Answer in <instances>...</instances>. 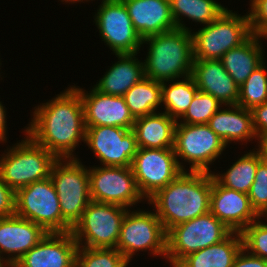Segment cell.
<instances>
[{
  "label": "cell",
  "mask_w": 267,
  "mask_h": 267,
  "mask_svg": "<svg viewBox=\"0 0 267 267\" xmlns=\"http://www.w3.org/2000/svg\"><path fill=\"white\" fill-rule=\"evenodd\" d=\"M41 105L35 107L25 133L58 159L76 158L73 151L80 140L85 142L86 134L80 94L71 86Z\"/></svg>",
  "instance_id": "obj_1"
},
{
  "label": "cell",
  "mask_w": 267,
  "mask_h": 267,
  "mask_svg": "<svg viewBox=\"0 0 267 267\" xmlns=\"http://www.w3.org/2000/svg\"><path fill=\"white\" fill-rule=\"evenodd\" d=\"M212 173L183 171L148 199L165 231L210 212Z\"/></svg>",
  "instance_id": "obj_2"
},
{
  "label": "cell",
  "mask_w": 267,
  "mask_h": 267,
  "mask_svg": "<svg viewBox=\"0 0 267 267\" xmlns=\"http://www.w3.org/2000/svg\"><path fill=\"white\" fill-rule=\"evenodd\" d=\"M147 43L148 54L144 60V76L163 83L188 77L193 67L192 32L174 29L142 39Z\"/></svg>",
  "instance_id": "obj_3"
},
{
  "label": "cell",
  "mask_w": 267,
  "mask_h": 267,
  "mask_svg": "<svg viewBox=\"0 0 267 267\" xmlns=\"http://www.w3.org/2000/svg\"><path fill=\"white\" fill-rule=\"evenodd\" d=\"M61 209L62 232H71L91 202L87 167L78 158L58 159L50 172Z\"/></svg>",
  "instance_id": "obj_4"
},
{
  "label": "cell",
  "mask_w": 267,
  "mask_h": 267,
  "mask_svg": "<svg viewBox=\"0 0 267 267\" xmlns=\"http://www.w3.org/2000/svg\"><path fill=\"white\" fill-rule=\"evenodd\" d=\"M26 138L0 157V177L15 192L33 182L50 177L58 158L46 148Z\"/></svg>",
  "instance_id": "obj_5"
},
{
  "label": "cell",
  "mask_w": 267,
  "mask_h": 267,
  "mask_svg": "<svg viewBox=\"0 0 267 267\" xmlns=\"http://www.w3.org/2000/svg\"><path fill=\"white\" fill-rule=\"evenodd\" d=\"M252 34L249 14L240 16L227 9L216 20L192 33L193 59L220 60Z\"/></svg>",
  "instance_id": "obj_6"
},
{
  "label": "cell",
  "mask_w": 267,
  "mask_h": 267,
  "mask_svg": "<svg viewBox=\"0 0 267 267\" xmlns=\"http://www.w3.org/2000/svg\"><path fill=\"white\" fill-rule=\"evenodd\" d=\"M231 233L225 224L208 212L167 231L166 258L175 267L184 257L223 241Z\"/></svg>",
  "instance_id": "obj_7"
},
{
  "label": "cell",
  "mask_w": 267,
  "mask_h": 267,
  "mask_svg": "<svg viewBox=\"0 0 267 267\" xmlns=\"http://www.w3.org/2000/svg\"><path fill=\"white\" fill-rule=\"evenodd\" d=\"M127 211V208L119 205L91 201L71 229L78 246L116 248Z\"/></svg>",
  "instance_id": "obj_8"
},
{
  "label": "cell",
  "mask_w": 267,
  "mask_h": 267,
  "mask_svg": "<svg viewBox=\"0 0 267 267\" xmlns=\"http://www.w3.org/2000/svg\"><path fill=\"white\" fill-rule=\"evenodd\" d=\"M226 147L223 140L207 124L176 122L173 149L183 171L186 170L178 157L191 164V172L211 173L210 165Z\"/></svg>",
  "instance_id": "obj_9"
},
{
  "label": "cell",
  "mask_w": 267,
  "mask_h": 267,
  "mask_svg": "<svg viewBox=\"0 0 267 267\" xmlns=\"http://www.w3.org/2000/svg\"><path fill=\"white\" fill-rule=\"evenodd\" d=\"M122 221L116 249L129 261L135 252L148 250L152 255L166 258V236L163 224L155 212L132 211Z\"/></svg>",
  "instance_id": "obj_10"
},
{
  "label": "cell",
  "mask_w": 267,
  "mask_h": 267,
  "mask_svg": "<svg viewBox=\"0 0 267 267\" xmlns=\"http://www.w3.org/2000/svg\"><path fill=\"white\" fill-rule=\"evenodd\" d=\"M15 199V215L42 226L48 233L62 232L60 203L50 177L18 189Z\"/></svg>",
  "instance_id": "obj_11"
},
{
  "label": "cell",
  "mask_w": 267,
  "mask_h": 267,
  "mask_svg": "<svg viewBox=\"0 0 267 267\" xmlns=\"http://www.w3.org/2000/svg\"><path fill=\"white\" fill-rule=\"evenodd\" d=\"M131 169L140 194L147 200L183 172L173 148H138Z\"/></svg>",
  "instance_id": "obj_12"
},
{
  "label": "cell",
  "mask_w": 267,
  "mask_h": 267,
  "mask_svg": "<svg viewBox=\"0 0 267 267\" xmlns=\"http://www.w3.org/2000/svg\"><path fill=\"white\" fill-rule=\"evenodd\" d=\"M91 201L131 208L141 202L131 167L99 166L88 169Z\"/></svg>",
  "instance_id": "obj_13"
},
{
  "label": "cell",
  "mask_w": 267,
  "mask_h": 267,
  "mask_svg": "<svg viewBox=\"0 0 267 267\" xmlns=\"http://www.w3.org/2000/svg\"><path fill=\"white\" fill-rule=\"evenodd\" d=\"M94 20L102 41L115 55L138 53L143 45L122 0H102Z\"/></svg>",
  "instance_id": "obj_14"
},
{
  "label": "cell",
  "mask_w": 267,
  "mask_h": 267,
  "mask_svg": "<svg viewBox=\"0 0 267 267\" xmlns=\"http://www.w3.org/2000/svg\"><path fill=\"white\" fill-rule=\"evenodd\" d=\"M103 166L131 167L138 151L132 129L115 126H86L85 142Z\"/></svg>",
  "instance_id": "obj_15"
},
{
  "label": "cell",
  "mask_w": 267,
  "mask_h": 267,
  "mask_svg": "<svg viewBox=\"0 0 267 267\" xmlns=\"http://www.w3.org/2000/svg\"><path fill=\"white\" fill-rule=\"evenodd\" d=\"M83 102L85 126H115L132 129L135 118L123 96L100 93L94 87L86 93L82 88L72 86Z\"/></svg>",
  "instance_id": "obj_16"
},
{
  "label": "cell",
  "mask_w": 267,
  "mask_h": 267,
  "mask_svg": "<svg viewBox=\"0 0 267 267\" xmlns=\"http://www.w3.org/2000/svg\"><path fill=\"white\" fill-rule=\"evenodd\" d=\"M210 212L232 232H242L260 216L252 208L248 194L222 186L212 175Z\"/></svg>",
  "instance_id": "obj_17"
},
{
  "label": "cell",
  "mask_w": 267,
  "mask_h": 267,
  "mask_svg": "<svg viewBox=\"0 0 267 267\" xmlns=\"http://www.w3.org/2000/svg\"><path fill=\"white\" fill-rule=\"evenodd\" d=\"M77 249L71 232H50L13 267H75Z\"/></svg>",
  "instance_id": "obj_18"
},
{
  "label": "cell",
  "mask_w": 267,
  "mask_h": 267,
  "mask_svg": "<svg viewBox=\"0 0 267 267\" xmlns=\"http://www.w3.org/2000/svg\"><path fill=\"white\" fill-rule=\"evenodd\" d=\"M47 233L42 226L17 215L2 217L0 218V254L3 257V254L7 253L6 261L13 267Z\"/></svg>",
  "instance_id": "obj_19"
},
{
  "label": "cell",
  "mask_w": 267,
  "mask_h": 267,
  "mask_svg": "<svg viewBox=\"0 0 267 267\" xmlns=\"http://www.w3.org/2000/svg\"><path fill=\"white\" fill-rule=\"evenodd\" d=\"M134 29L144 39L176 29L170 0H122Z\"/></svg>",
  "instance_id": "obj_20"
},
{
  "label": "cell",
  "mask_w": 267,
  "mask_h": 267,
  "mask_svg": "<svg viewBox=\"0 0 267 267\" xmlns=\"http://www.w3.org/2000/svg\"><path fill=\"white\" fill-rule=\"evenodd\" d=\"M191 76L199 91L212 95L223 106L237 105L239 86L220 60H194Z\"/></svg>",
  "instance_id": "obj_21"
},
{
  "label": "cell",
  "mask_w": 267,
  "mask_h": 267,
  "mask_svg": "<svg viewBox=\"0 0 267 267\" xmlns=\"http://www.w3.org/2000/svg\"><path fill=\"white\" fill-rule=\"evenodd\" d=\"M134 54H116L118 60L100 78L94 88L100 93L124 96V94L142 78H144V62H140Z\"/></svg>",
  "instance_id": "obj_22"
},
{
  "label": "cell",
  "mask_w": 267,
  "mask_h": 267,
  "mask_svg": "<svg viewBox=\"0 0 267 267\" xmlns=\"http://www.w3.org/2000/svg\"><path fill=\"white\" fill-rule=\"evenodd\" d=\"M221 108L210 118L207 125L228 145L232 141H251L258 138L253 128L252 112L239 105ZM231 107V109H230ZM231 141V142H230Z\"/></svg>",
  "instance_id": "obj_23"
},
{
  "label": "cell",
  "mask_w": 267,
  "mask_h": 267,
  "mask_svg": "<svg viewBox=\"0 0 267 267\" xmlns=\"http://www.w3.org/2000/svg\"><path fill=\"white\" fill-rule=\"evenodd\" d=\"M176 122L165 112L136 118L132 130L138 148H173Z\"/></svg>",
  "instance_id": "obj_24"
},
{
  "label": "cell",
  "mask_w": 267,
  "mask_h": 267,
  "mask_svg": "<svg viewBox=\"0 0 267 267\" xmlns=\"http://www.w3.org/2000/svg\"><path fill=\"white\" fill-rule=\"evenodd\" d=\"M261 38L262 36L252 34L244 43L230 49L220 59L225 70L239 87L264 62L259 41Z\"/></svg>",
  "instance_id": "obj_25"
},
{
  "label": "cell",
  "mask_w": 267,
  "mask_h": 267,
  "mask_svg": "<svg viewBox=\"0 0 267 267\" xmlns=\"http://www.w3.org/2000/svg\"><path fill=\"white\" fill-rule=\"evenodd\" d=\"M243 248L240 232H232L223 241L184 257L175 267H232Z\"/></svg>",
  "instance_id": "obj_26"
},
{
  "label": "cell",
  "mask_w": 267,
  "mask_h": 267,
  "mask_svg": "<svg viewBox=\"0 0 267 267\" xmlns=\"http://www.w3.org/2000/svg\"><path fill=\"white\" fill-rule=\"evenodd\" d=\"M170 7L176 28L187 31L190 29L181 21L182 16L208 25L228 9L214 0H170Z\"/></svg>",
  "instance_id": "obj_27"
},
{
  "label": "cell",
  "mask_w": 267,
  "mask_h": 267,
  "mask_svg": "<svg viewBox=\"0 0 267 267\" xmlns=\"http://www.w3.org/2000/svg\"><path fill=\"white\" fill-rule=\"evenodd\" d=\"M125 102L136 119L155 113L161 104V83L144 77L125 94Z\"/></svg>",
  "instance_id": "obj_28"
},
{
  "label": "cell",
  "mask_w": 267,
  "mask_h": 267,
  "mask_svg": "<svg viewBox=\"0 0 267 267\" xmlns=\"http://www.w3.org/2000/svg\"><path fill=\"white\" fill-rule=\"evenodd\" d=\"M260 160L257 151H250L241 156L227 172L223 174L212 172V175L222 186L248 194L255 180V173Z\"/></svg>",
  "instance_id": "obj_29"
},
{
  "label": "cell",
  "mask_w": 267,
  "mask_h": 267,
  "mask_svg": "<svg viewBox=\"0 0 267 267\" xmlns=\"http://www.w3.org/2000/svg\"><path fill=\"white\" fill-rule=\"evenodd\" d=\"M183 78L177 82L174 80L172 84L169 82L168 87L167 81L161 83V103L164 104L165 113L176 121L185 114L198 91L191 75Z\"/></svg>",
  "instance_id": "obj_30"
},
{
  "label": "cell",
  "mask_w": 267,
  "mask_h": 267,
  "mask_svg": "<svg viewBox=\"0 0 267 267\" xmlns=\"http://www.w3.org/2000/svg\"><path fill=\"white\" fill-rule=\"evenodd\" d=\"M265 62L258 66L239 87L237 105L252 110L267 102V70Z\"/></svg>",
  "instance_id": "obj_31"
},
{
  "label": "cell",
  "mask_w": 267,
  "mask_h": 267,
  "mask_svg": "<svg viewBox=\"0 0 267 267\" xmlns=\"http://www.w3.org/2000/svg\"><path fill=\"white\" fill-rule=\"evenodd\" d=\"M129 261L116 248L78 246L75 267H127Z\"/></svg>",
  "instance_id": "obj_32"
},
{
  "label": "cell",
  "mask_w": 267,
  "mask_h": 267,
  "mask_svg": "<svg viewBox=\"0 0 267 267\" xmlns=\"http://www.w3.org/2000/svg\"><path fill=\"white\" fill-rule=\"evenodd\" d=\"M220 107L222 104L215 97L198 90L178 123L207 124Z\"/></svg>",
  "instance_id": "obj_33"
},
{
  "label": "cell",
  "mask_w": 267,
  "mask_h": 267,
  "mask_svg": "<svg viewBox=\"0 0 267 267\" xmlns=\"http://www.w3.org/2000/svg\"><path fill=\"white\" fill-rule=\"evenodd\" d=\"M259 219L261 217L241 232L243 248L251 255L267 260V223Z\"/></svg>",
  "instance_id": "obj_34"
},
{
  "label": "cell",
  "mask_w": 267,
  "mask_h": 267,
  "mask_svg": "<svg viewBox=\"0 0 267 267\" xmlns=\"http://www.w3.org/2000/svg\"><path fill=\"white\" fill-rule=\"evenodd\" d=\"M248 197L252 208L260 216L267 209V164L262 160L258 163Z\"/></svg>",
  "instance_id": "obj_35"
},
{
  "label": "cell",
  "mask_w": 267,
  "mask_h": 267,
  "mask_svg": "<svg viewBox=\"0 0 267 267\" xmlns=\"http://www.w3.org/2000/svg\"><path fill=\"white\" fill-rule=\"evenodd\" d=\"M250 27L255 35L267 38V0H251Z\"/></svg>",
  "instance_id": "obj_36"
},
{
  "label": "cell",
  "mask_w": 267,
  "mask_h": 267,
  "mask_svg": "<svg viewBox=\"0 0 267 267\" xmlns=\"http://www.w3.org/2000/svg\"><path fill=\"white\" fill-rule=\"evenodd\" d=\"M16 192L0 177V218L15 215Z\"/></svg>",
  "instance_id": "obj_37"
},
{
  "label": "cell",
  "mask_w": 267,
  "mask_h": 267,
  "mask_svg": "<svg viewBox=\"0 0 267 267\" xmlns=\"http://www.w3.org/2000/svg\"><path fill=\"white\" fill-rule=\"evenodd\" d=\"M251 112L256 136H267V102L255 106Z\"/></svg>",
  "instance_id": "obj_38"
},
{
  "label": "cell",
  "mask_w": 267,
  "mask_h": 267,
  "mask_svg": "<svg viewBox=\"0 0 267 267\" xmlns=\"http://www.w3.org/2000/svg\"><path fill=\"white\" fill-rule=\"evenodd\" d=\"M232 267H267V260L253 256L249 252L246 254L244 248L236 256Z\"/></svg>",
  "instance_id": "obj_39"
},
{
  "label": "cell",
  "mask_w": 267,
  "mask_h": 267,
  "mask_svg": "<svg viewBox=\"0 0 267 267\" xmlns=\"http://www.w3.org/2000/svg\"><path fill=\"white\" fill-rule=\"evenodd\" d=\"M6 111L4 106L2 105V102H0V141L6 142V131H7V125H6Z\"/></svg>",
  "instance_id": "obj_40"
},
{
  "label": "cell",
  "mask_w": 267,
  "mask_h": 267,
  "mask_svg": "<svg viewBox=\"0 0 267 267\" xmlns=\"http://www.w3.org/2000/svg\"><path fill=\"white\" fill-rule=\"evenodd\" d=\"M257 140L259 141V148L256 150L259 153L261 160L267 164V136L259 137Z\"/></svg>",
  "instance_id": "obj_41"
},
{
  "label": "cell",
  "mask_w": 267,
  "mask_h": 267,
  "mask_svg": "<svg viewBox=\"0 0 267 267\" xmlns=\"http://www.w3.org/2000/svg\"><path fill=\"white\" fill-rule=\"evenodd\" d=\"M0 267H12L7 261L5 257H1L0 254Z\"/></svg>",
  "instance_id": "obj_42"
},
{
  "label": "cell",
  "mask_w": 267,
  "mask_h": 267,
  "mask_svg": "<svg viewBox=\"0 0 267 267\" xmlns=\"http://www.w3.org/2000/svg\"><path fill=\"white\" fill-rule=\"evenodd\" d=\"M63 1L68 2L69 4H70V3H74V2H75V3H77V2H83V0H62V2H63ZM86 1L88 2L89 0H86Z\"/></svg>",
  "instance_id": "obj_43"
},
{
  "label": "cell",
  "mask_w": 267,
  "mask_h": 267,
  "mask_svg": "<svg viewBox=\"0 0 267 267\" xmlns=\"http://www.w3.org/2000/svg\"><path fill=\"white\" fill-rule=\"evenodd\" d=\"M266 217L267 218V209L260 215V217Z\"/></svg>",
  "instance_id": "obj_44"
}]
</instances>
